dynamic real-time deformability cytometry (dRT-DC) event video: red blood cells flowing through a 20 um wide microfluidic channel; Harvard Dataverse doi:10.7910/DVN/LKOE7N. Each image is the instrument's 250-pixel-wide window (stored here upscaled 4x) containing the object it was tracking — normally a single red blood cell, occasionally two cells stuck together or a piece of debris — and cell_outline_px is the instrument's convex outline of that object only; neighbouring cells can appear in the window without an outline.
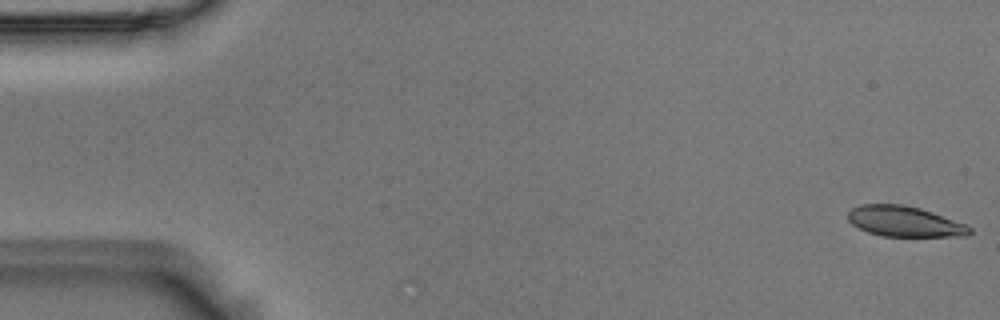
{"species": "Egyptian fruit bat (a non-hibernating species)", "species_latin": "Rousettus aegyptiacus", "temperature_condition": "room temperature", "stored_images_in_passage": 54, "camera_frame_rate_fps": 3000, "um_per_image_px": 0.085, "animal": {"sex": "male"}, "frame": {"image": 1, "passage_image": 1, "time_ms": 0.0, "image_size_px": [1000, 320], "cell_outline_px": [[972, 232], [968, 236], [884, 236], [868, 232], [852, 224], [848, 220], [848, 212], [852, 208], [860, 204], [900, 204], [920, 208], [968, 224], [972, 228]], "centroid_in_image_um": [76.92, 18.82], "position_along_channel_um": 8.1, "area_um2": 21.68}}
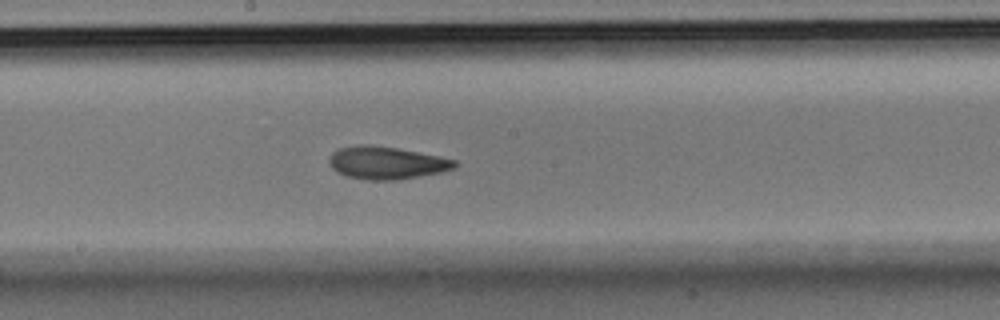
{"frame": {"image": 2, "passage_image": 29, "time_ms": 9.333, "image_size_px": [1000, 320], "cell_outline_px": [[460, 164], [456, 168], [440, 172], [420, 176], [396, 180], [368, 180], [344, 176], [336, 172], [332, 168], [328, 160], [332, 152], [340, 148], [360, 144], [368, 144], [396, 148], [440, 156], [456, 160]], "centroid_in_image_um": [32.86, 13.84], "position_along_channel_um": 215.3, "area_um2": 24.04}}
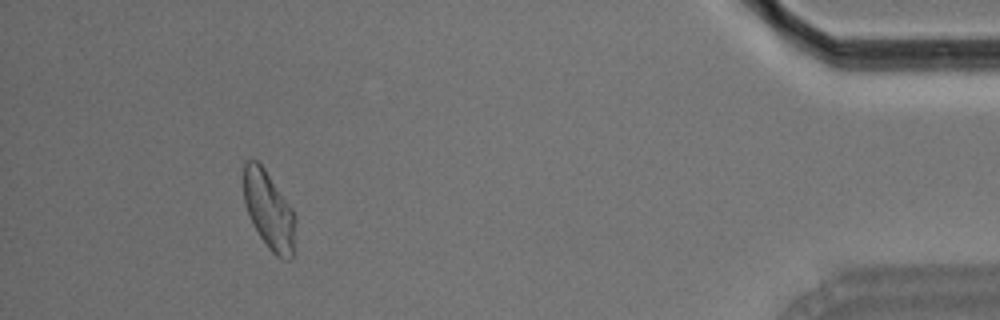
{"frame": {"image": 3, "passage_image": 50, "time_ms": 16.333, "image_size_px": [1000, 320], "cell_outline_px": [[296, 220], [292, 260], [288, 260], [276, 256], [268, 248], [260, 236], [244, 204], [244, 160], [256, 160], [264, 168], [292, 208], [296, 216]], "centroid_in_image_um": [22.88, 17.89], "position_along_channel_um": 412.3, "area_um2": 23.29}, "authors_computed_cell_mechanics": {"area_um2": 23.3512, "velocity_mm_per_s": 3.6867, "shape_relaxation_time_tau1_ms": 6.385, "shape_relaxation_time_tau2_ms": 2.3066, "deformation_change_tau1": 0.1698, "deformation_change_tau2": 0.0862}}